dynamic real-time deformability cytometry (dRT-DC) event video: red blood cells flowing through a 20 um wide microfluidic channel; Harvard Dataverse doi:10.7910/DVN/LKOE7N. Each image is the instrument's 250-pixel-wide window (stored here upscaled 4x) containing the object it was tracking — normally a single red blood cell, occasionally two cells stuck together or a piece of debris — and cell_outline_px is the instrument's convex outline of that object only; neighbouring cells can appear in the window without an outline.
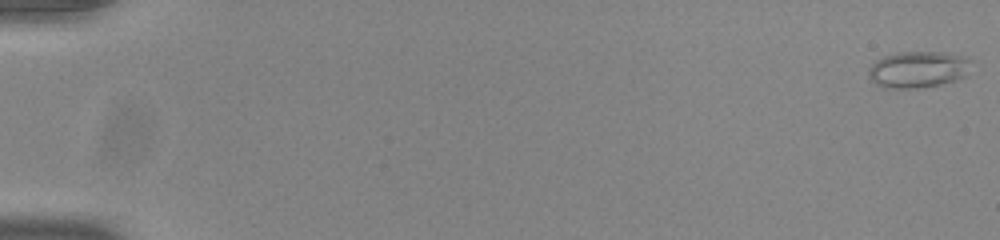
{"species": "common noctule bat (a hibernating species)", "species_latin": "Nyctalus noctula", "temperature_condition": "room temperature", "stored_images_in_passage": 54, "camera_frame_rate_fps": 3000, "um_per_image_px": 0.085, "animal": {"sex": "male", "body_mass_g": 20.0, "forearm_length_mm": 53.3}, "frame": {"image": 1, "passage_image": 1, "time_ms": 0.0, "image_size_px": [1000, 240], "cell_outline_px": [[972, 60], [964, 76], [956, 80], [924, 88], [884, 88], [876, 84], [868, 76], [868, 68], [876, 60], [884, 56], [900, 52], [944, 52], [964, 56]], "centroid_in_image_um": [78.01, 5.91], "position_along_channel_um": 7.0, "area_um2": 21.91}}
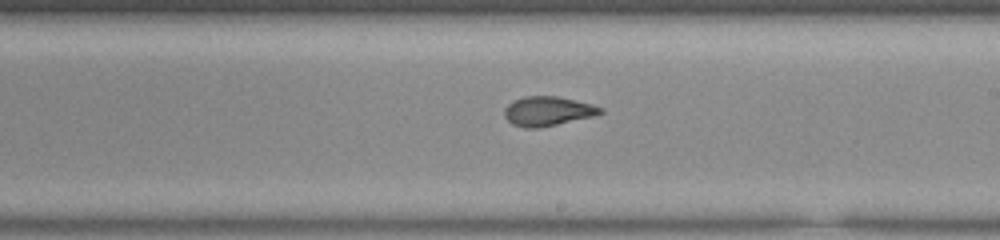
{"frame": {"image": 2, "passage_image": 33, "time_ms": 10.667, "image_size_px": [1000, 240], "cell_outline_px": [[604, 112], [592, 116], [540, 128], [524, 128], [512, 124], [504, 116], [504, 108], [508, 104], [524, 96], [556, 96], [592, 104], [604, 108]], "centroid_in_image_um": [46.54, 9.45], "position_along_channel_um": 242.5, "area_um2": 16.36}}
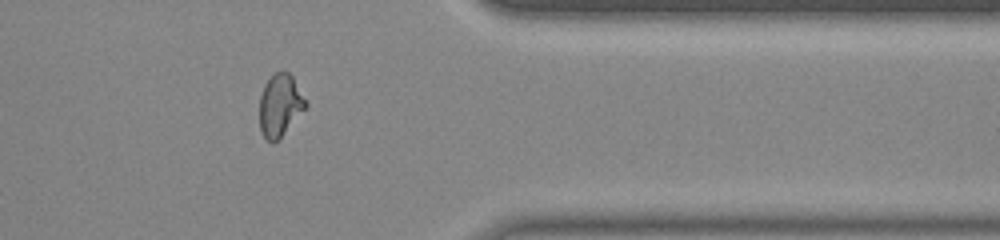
{"frame": {"image": 3, "passage_image": 45, "time_ms": 14.667, "image_size_px": [1000, 240], "cell_outline_px": [[308, 104], [280, 136], [272, 144], [260, 132], [260, 96], [264, 84], [280, 68], [288, 72], [292, 76]], "centroid_in_image_um": [23.77, 8.9], "position_along_channel_um": 387.6, "area_um2": 16.36}, "authors_computed_cell_mechanics": {"area_um2": 17.4845, "velocity_mm_per_s": 3.9012, "shape_relaxation_time_tau1_ms": null, "shape_relaxation_time_tau2_ms": 1.3955, "deformation_change_tau1": null, "deformation_change_tau2": 0.0682}}